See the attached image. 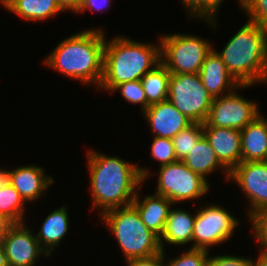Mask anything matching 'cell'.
Here are the masks:
<instances>
[{
    "instance_id": "6da1fadb",
    "label": "cell",
    "mask_w": 267,
    "mask_h": 266,
    "mask_svg": "<svg viewBox=\"0 0 267 266\" xmlns=\"http://www.w3.org/2000/svg\"><path fill=\"white\" fill-rule=\"evenodd\" d=\"M87 158L92 210L95 207L101 209L100 215L113 208L130 206L137 194V186L140 189L142 182L151 175L145 167L95 150H89Z\"/></svg>"
},
{
    "instance_id": "7a4b0ae2",
    "label": "cell",
    "mask_w": 267,
    "mask_h": 266,
    "mask_svg": "<svg viewBox=\"0 0 267 266\" xmlns=\"http://www.w3.org/2000/svg\"><path fill=\"white\" fill-rule=\"evenodd\" d=\"M104 34L103 29L95 28L70 35L43 62L71 79L98 84L99 88L103 77Z\"/></svg>"
},
{
    "instance_id": "3957f363",
    "label": "cell",
    "mask_w": 267,
    "mask_h": 266,
    "mask_svg": "<svg viewBox=\"0 0 267 266\" xmlns=\"http://www.w3.org/2000/svg\"><path fill=\"white\" fill-rule=\"evenodd\" d=\"M216 53L240 85L267 83V27L248 20Z\"/></svg>"
},
{
    "instance_id": "277c9868",
    "label": "cell",
    "mask_w": 267,
    "mask_h": 266,
    "mask_svg": "<svg viewBox=\"0 0 267 266\" xmlns=\"http://www.w3.org/2000/svg\"><path fill=\"white\" fill-rule=\"evenodd\" d=\"M116 36L105 41L100 89L112 92L119 84L140 80L161 62V46Z\"/></svg>"
},
{
    "instance_id": "5b68a950",
    "label": "cell",
    "mask_w": 267,
    "mask_h": 266,
    "mask_svg": "<svg viewBox=\"0 0 267 266\" xmlns=\"http://www.w3.org/2000/svg\"><path fill=\"white\" fill-rule=\"evenodd\" d=\"M100 217L117 239L126 261L162 251L159 237L144 225L132 205L110 209Z\"/></svg>"
},
{
    "instance_id": "8992f818",
    "label": "cell",
    "mask_w": 267,
    "mask_h": 266,
    "mask_svg": "<svg viewBox=\"0 0 267 266\" xmlns=\"http://www.w3.org/2000/svg\"><path fill=\"white\" fill-rule=\"evenodd\" d=\"M161 62L170 74H198L211 43L191 34H165L159 39Z\"/></svg>"
},
{
    "instance_id": "52a82bcc",
    "label": "cell",
    "mask_w": 267,
    "mask_h": 266,
    "mask_svg": "<svg viewBox=\"0 0 267 266\" xmlns=\"http://www.w3.org/2000/svg\"><path fill=\"white\" fill-rule=\"evenodd\" d=\"M167 100L191 121L203 124L214 98L199 74H171Z\"/></svg>"
},
{
    "instance_id": "ba28073f",
    "label": "cell",
    "mask_w": 267,
    "mask_h": 266,
    "mask_svg": "<svg viewBox=\"0 0 267 266\" xmlns=\"http://www.w3.org/2000/svg\"><path fill=\"white\" fill-rule=\"evenodd\" d=\"M155 194L166 197L173 204L198 199L209 192L210 184L182 161L160 166Z\"/></svg>"
},
{
    "instance_id": "9c48e42d",
    "label": "cell",
    "mask_w": 267,
    "mask_h": 266,
    "mask_svg": "<svg viewBox=\"0 0 267 266\" xmlns=\"http://www.w3.org/2000/svg\"><path fill=\"white\" fill-rule=\"evenodd\" d=\"M195 210L193 244L190 248L209 251L210 247L229 240L239 225V219L220 205H206Z\"/></svg>"
},
{
    "instance_id": "30bf717a",
    "label": "cell",
    "mask_w": 267,
    "mask_h": 266,
    "mask_svg": "<svg viewBox=\"0 0 267 266\" xmlns=\"http://www.w3.org/2000/svg\"><path fill=\"white\" fill-rule=\"evenodd\" d=\"M233 92L216 97L211 104L203 127H222L242 130L260 115L256 102L249 101Z\"/></svg>"
},
{
    "instance_id": "8fae6325",
    "label": "cell",
    "mask_w": 267,
    "mask_h": 266,
    "mask_svg": "<svg viewBox=\"0 0 267 266\" xmlns=\"http://www.w3.org/2000/svg\"><path fill=\"white\" fill-rule=\"evenodd\" d=\"M249 201L248 218L267 208V164L263 161L241 162L229 175ZM249 199V200H248Z\"/></svg>"
},
{
    "instance_id": "7c38bea8",
    "label": "cell",
    "mask_w": 267,
    "mask_h": 266,
    "mask_svg": "<svg viewBox=\"0 0 267 266\" xmlns=\"http://www.w3.org/2000/svg\"><path fill=\"white\" fill-rule=\"evenodd\" d=\"M28 228L24 223H15L2 240L9 266H34L40 255L48 257Z\"/></svg>"
},
{
    "instance_id": "4fadbf2b",
    "label": "cell",
    "mask_w": 267,
    "mask_h": 266,
    "mask_svg": "<svg viewBox=\"0 0 267 266\" xmlns=\"http://www.w3.org/2000/svg\"><path fill=\"white\" fill-rule=\"evenodd\" d=\"M153 136L172 139L194 122L178 111L168 100L150 105L144 112Z\"/></svg>"
},
{
    "instance_id": "5bb4252c",
    "label": "cell",
    "mask_w": 267,
    "mask_h": 266,
    "mask_svg": "<svg viewBox=\"0 0 267 266\" xmlns=\"http://www.w3.org/2000/svg\"><path fill=\"white\" fill-rule=\"evenodd\" d=\"M198 74L204 87L213 98L229 94L239 87L245 89L252 86L240 85L228 72L222 58L214 48L206 56Z\"/></svg>"
},
{
    "instance_id": "9a60e30c",
    "label": "cell",
    "mask_w": 267,
    "mask_h": 266,
    "mask_svg": "<svg viewBox=\"0 0 267 266\" xmlns=\"http://www.w3.org/2000/svg\"><path fill=\"white\" fill-rule=\"evenodd\" d=\"M203 135L209 141L220 163L229 172L241 163L240 130L222 127H203Z\"/></svg>"
},
{
    "instance_id": "2e32d148",
    "label": "cell",
    "mask_w": 267,
    "mask_h": 266,
    "mask_svg": "<svg viewBox=\"0 0 267 266\" xmlns=\"http://www.w3.org/2000/svg\"><path fill=\"white\" fill-rule=\"evenodd\" d=\"M44 172V168L35 165L19 166L9 170V183L26 203L32 202L41 198L43 194L46 195V189L54 182V179Z\"/></svg>"
},
{
    "instance_id": "e0dca14e",
    "label": "cell",
    "mask_w": 267,
    "mask_h": 266,
    "mask_svg": "<svg viewBox=\"0 0 267 266\" xmlns=\"http://www.w3.org/2000/svg\"><path fill=\"white\" fill-rule=\"evenodd\" d=\"M139 213L141 221L144 225L156 234L158 237L163 232L166 219L172 205H174L166 197L157 195H147L144 199H140V194L135 195L131 204Z\"/></svg>"
},
{
    "instance_id": "ac0fdd59",
    "label": "cell",
    "mask_w": 267,
    "mask_h": 266,
    "mask_svg": "<svg viewBox=\"0 0 267 266\" xmlns=\"http://www.w3.org/2000/svg\"><path fill=\"white\" fill-rule=\"evenodd\" d=\"M258 115L241 132V162L263 161L267 152V119Z\"/></svg>"
},
{
    "instance_id": "d6986e66",
    "label": "cell",
    "mask_w": 267,
    "mask_h": 266,
    "mask_svg": "<svg viewBox=\"0 0 267 266\" xmlns=\"http://www.w3.org/2000/svg\"><path fill=\"white\" fill-rule=\"evenodd\" d=\"M194 222L195 215L182 209L170 208L163 232L159 237L162 251H165V242L177 246L193 242Z\"/></svg>"
},
{
    "instance_id": "ffe728a7",
    "label": "cell",
    "mask_w": 267,
    "mask_h": 266,
    "mask_svg": "<svg viewBox=\"0 0 267 266\" xmlns=\"http://www.w3.org/2000/svg\"><path fill=\"white\" fill-rule=\"evenodd\" d=\"M67 206H61L52 211L43 221L41 230L36 239L48 256L60 245L61 239L69 229V217Z\"/></svg>"
},
{
    "instance_id": "44dd1931",
    "label": "cell",
    "mask_w": 267,
    "mask_h": 266,
    "mask_svg": "<svg viewBox=\"0 0 267 266\" xmlns=\"http://www.w3.org/2000/svg\"><path fill=\"white\" fill-rule=\"evenodd\" d=\"M182 162L207 182V175L211 174L218 167L222 168L225 172L227 182L229 181L230 172L220 163L215 151L204 135L193 146L191 152L184 157Z\"/></svg>"
},
{
    "instance_id": "7402d4cb",
    "label": "cell",
    "mask_w": 267,
    "mask_h": 266,
    "mask_svg": "<svg viewBox=\"0 0 267 266\" xmlns=\"http://www.w3.org/2000/svg\"><path fill=\"white\" fill-rule=\"evenodd\" d=\"M3 7L26 21H44L64 10L57 0H7Z\"/></svg>"
},
{
    "instance_id": "603a6c76",
    "label": "cell",
    "mask_w": 267,
    "mask_h": 266,
    "mask_svg": "<svg viewBox=\"0 0 267 266\" xmlns=\"http://www.w3.org/2000/svg\"><path fill=\"white\" fill-rule=\"evenodd\" d=\"M170 78V72L160 62L140 79L147 98V108L168 99Z\"/></svg>"
},
{
    "instance_id": "cb8c5ba5",
    "label": "cell",
    "mask_w": 267,
    "mask_h": 266,
    "mask_svg": "<svg viewBox=\"0 0 267 266\" xmlns=\"http://www.w3.org/2000/svg\"><path fill=\"white\" fill-rule=\"evenodd\" d=\"M24 204L19 192L9 182L0 188V214L6 215L14 223H25Z\"/></svg>"
},
{
    "instance_id": "d4e9b609",
    "label": "cell",
    "mask_w": 267,
    "mask_h": 266,
    "mask_svg": "<svg viewBox=\"0 0 267 266\" xmlns=\"http://www.w3.org/2000/svg\"><path fill=\"white\" fill-rule=\"evenodd\" d=\"M202 136V123H193L174 136L172 142L177 160L182 161L184 157L191 152L193 146H195Z\"/></svg>"
},
{
    "instance_id": "484cf974",
    "label": "cell",
    "mask_w": 267,
    "mask_h": 266,
    "mask_svg": "<svg viewBox=\"0 0 267 266\" xmlns=\"http://www.w3.org/2000/svg\"><path fill=\"white\" fill-rule=\"evenodd\" d=\"M224 0H181L183 6L189 11L191 18H199L205 20L208 24L216 28V17L219 6Z\"/></svg>"
},
{
    "instance_id": "4316f807",
    "label": "cell",
    "mask_w": 267,
    "mask_h": 266,
    "mask_svg": "<svg viewBox=\"0 0 267 266\" xmlns=\"http://www.w3.org/2000/svg\"><path fill=\"white\" fill-rule=\"evenodd\" d=\"M117 90L120 91L122 97L128 102L139 104L142 112L147 109V98L141 80L121 83L111 93Z\"/></svg>"
},
{
    "instance_id": "83f0119b",
    "label": "cell",
    "mask_w": 267,
    "mask_h": 266,
    "mask_svg": "<svg viewBox=\"0 0 267 266\" xmlns=\"http://www.w3.org/2000/svg\"><path fill=\"white\" fill-rule=\"evenodd\" d=\"M152 141L150 155L159 161L160 166L177 161L172 139L153 136Z\"/></svg>"
},
{
    "instance_id": "f1b7e54d",
    "label": "cell",
    "mask_w": 267,
    "mask_h": 266,
    "mask_svg": "<svg viewBox=\"0 0 267 266\" xmlns=\"http://www.w3.org/2000/svg\"><path fill=\"white\" fill-rule=\"evenodd\" d=\"M209 251L190 248L180 256L169 260L165 266H208Z\"/></svg>"
},
{
    "instance_id": "f546056e",
    "label": "cell",
    "mask_w": 267,
    "mask_h": 266,
    "mask_svg": "<svg viewBox=\"0 0 267 266\" xmlns=\"http://www.w3.org/2000/svg\"><path fill=\"white\" fill-rule=\"evenodd\" d=\"M239 3L249 21L267 27V0H239Z\"/></svg>"
},
{
    "instance_id": "4dcf8cb0",
    "label": "cell",
    "mask_w": 267,
    "mask_h": 266,
    "mask_svg": "<svg viewBox=\"0 0 267 266\" xmlns=\"http://www.w3.org/2000/svg\"><path fill=\"white\" fill-rule=\"evenodd\" d=\"M252 223L253 234L260 244V252L267 254V208L258 211L249 218Z\"/></svg>"
},
{
    "instance_id": "1f68e13d",
    "label": "cell",
    "mask_w": 267,
    "mask_h": 266,
    "mask_svg": "<svg viewBox=\"0 0 267 266\" xmlns=\"http://www.w3.org/2000/svg\"><path fill=\"white\" fill-rule=\"evenodd\" d=\"M208 266H254V260L236 255L209 256Z\"/></svg>"
},
{
    "instance_id": "d6a6232c",
    "label": "cell",
    "mask_w": 267,
    "mask_h": 266,
    "mask_svg": "<svg viewBox=\"0 0 267 266\" xmlns=\"http://www.w3.org/2000/svg\"><path fill=\"white\" fill-rule=\"evenodd\" d=\"M166 254L164 251H161L155 255L149 257L135 258L126 261L128 266H165Z\"/></svg>"
},
{
    "instance_id": "836d02e7",
    "label": "cell",
    "mask_w": 267,
    "mask_h": 266,
    "mask_svg": "<svg viewBox=\"0 0 267 266\" xmlns=\"http://www.w3.org/2000/svg\"><path fill=\"white\" fill-rule=\"evenodd\" d=\"M111 0H82L81 5L76 13L85 12L86 9L92 11H103L110 6Z\"/></svg>"
},
{
    "instance_id": "e575fe53",
    "label": "cell",
    "mask_w": 267,
    "mask_h": 266,
    "mask_svg": "<svg viewBox=\"0 0 267 266\" xmlns=\"http://www.w3.org/2000/svg\"><path fill=\"white\" fill-rule=\"evenodd\" d=\"M14 224L6 215L0 214V242L6 237L8 231Z\"/></svg>"
},
{
    "instance_id": "d590c367",
    "label": "cell",
    "mask_w": 267,
    "mask_h": 266,
    "mask_svg": "<svg viewBox=\"0 0 267 266\" xmlns=\"http://www.w3.org/2000/svg\"><path fill=\"white\" fill-rule=\"evenodd\" d=\"M57 2L64 11L76 13L81 5L82 0H57Z\"/></svg>"
},
{
    "instance_id": "8d00e7d4",
    "label": "cell",
    "mask_w": 267,
    "mask_h": 266,
    "mask_svg": "<svg viewBox=\"0 0 267 266\" xmlns=\"http://www.w3.org/2000/svg\"><path fill=\"white\" fill-rule=\"evenodd\" d=\"M254 266H267V254L260 252L257 260H254Z\"/></svg>"
},
{
    "instance_id": "74e56055",
    "label": "cell",
    "mask_w": 267,
    "mask_h": 266,
    "mask_svg": "<svg viewBox=\"0 0 267 266\" xmlns=\"http://www.w3.org/2000/svg\"><path fill=\"white\" fill-rule=\"evenodd\" d=\"M9 182V170L0 168V188Z\"/></svg>"
},
{
    "instance_id": "f35d334b",
    "label": "cell",
    "mask_w": 267,
    "mask_h": 266,
    "mask_svg": "<svg viewBox=\"0 0 267 266\" xmlns=\"http://www.w3.org/2000/svg\"><path fill=\"white\" fill-rule=\"evenodd\" d=\"M0 266H9L2 242H0Z\"/></svg>"
},
{
    "instance_id": "ab89813d",
    "label": "cell",
    "mask_w": 267,
    "mask_h": 266,
    "mask_svg": "<svg viewBox=\"0 0 267 266\" xmlns=\"http://www.w3.org/2000/svg\"><path fill=\"white\" fill-rule=\"evenodd\" d=\"M263 162L267 164V152H266L265 158L263 159Z\"/></svg>"
},
{
    "instance_id": "60d3db41",
    "label": "cell",
    "mask_w": 267,
    "mask_h": 266,
    "mask_svg": "<svg viewBox=\"0 0 267 266\" xmlns=\"http://www.w3.org/2000/svg\"><path fill=\"white\" fill-rule=\"evenodd\" d=\"M7 0H0V4H4Z\"/></svg>"
}]
</instances>
